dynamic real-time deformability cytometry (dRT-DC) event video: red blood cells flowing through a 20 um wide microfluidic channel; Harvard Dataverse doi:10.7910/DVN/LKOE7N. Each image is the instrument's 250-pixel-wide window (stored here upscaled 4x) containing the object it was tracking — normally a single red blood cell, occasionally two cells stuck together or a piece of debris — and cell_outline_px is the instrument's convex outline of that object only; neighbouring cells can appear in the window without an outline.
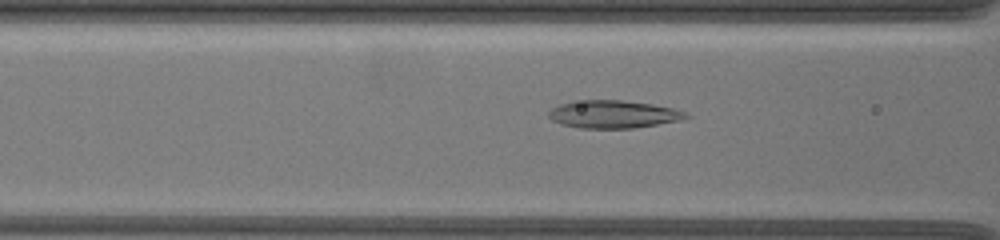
{"species": "common noctule bat (a hibernating species)", "species_latin": "Nyctalus noctula", "temperature_condition": "warm", "stored_images_in_passage": 42, "camera_frame_rate_fps": 3000, "um_per_image_px": 0.085, "animal": {"sex": "female", "body_mass_g": 19.5, "forearm_length_mm": 54.1}, "frame": {"image": 1, "passage_image": 14, "time_ms": 4.333, "image_size_px": [1000, 240], "cell_outline_px": [[692, 116], [680, 120], [632, 128], [580, 128], [560, 124], [552, 120], [548, 116], [548, 112], [552, 108], [560, 104], [572, 100], [620, 100], [652, 104], [672, 108], [684, 112]], "centroid_in_image_um": [52.08, 9.7], "position_along_channel_um": 114.5, "area_um2": 22.14}}
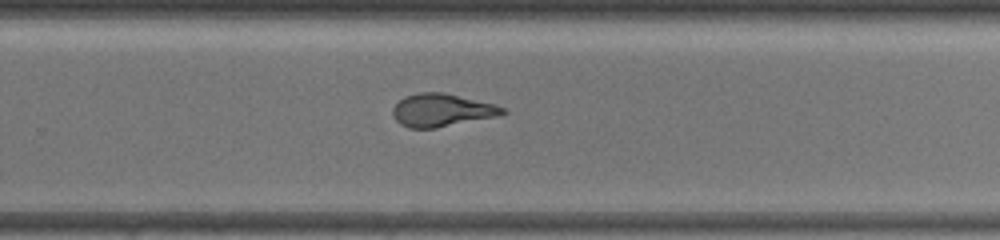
{"frame": {"image": 2, "passage_image": 29, "time_ms": 9.333, "image_size_px": [1000, 240], "cell_outline_px": [[508, 112], [496, 116], [436, 128], [408, 128], [400, 124], [396, 120], [392, 112], [392, 108], [404, 96], [420, 92], [440, 92], [496, 104], [504, 108]], "centroid_in_image_um": [37.53, 9.37], "position_along_channel_um": 292.3, "area_um2": 20.87}}
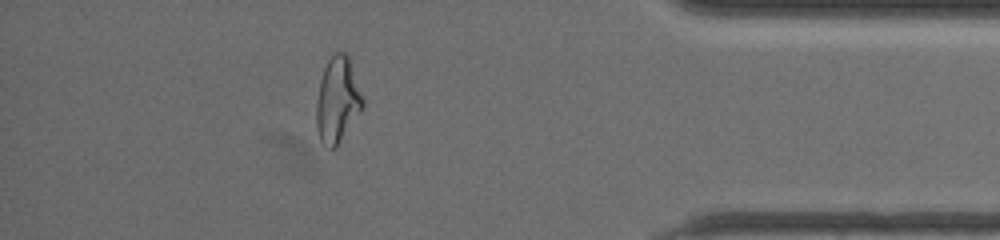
{"frame": {"image": 3, "passage_image": 41, "time_ms": 13.333, "image_size_px": [1000, 240], "cell_outline_px": [[364, 104], [336, 148], [328, 148], [320, 140], [316, 128], [316, 104], [320, 80], [324, 68], [332, 52], [344, 52], [348, 56], [364, 100]], "centroid_in_image_um": [28.66, 8.49], "position_along_channel_um": 406.5, "area_um2": 22.89}}